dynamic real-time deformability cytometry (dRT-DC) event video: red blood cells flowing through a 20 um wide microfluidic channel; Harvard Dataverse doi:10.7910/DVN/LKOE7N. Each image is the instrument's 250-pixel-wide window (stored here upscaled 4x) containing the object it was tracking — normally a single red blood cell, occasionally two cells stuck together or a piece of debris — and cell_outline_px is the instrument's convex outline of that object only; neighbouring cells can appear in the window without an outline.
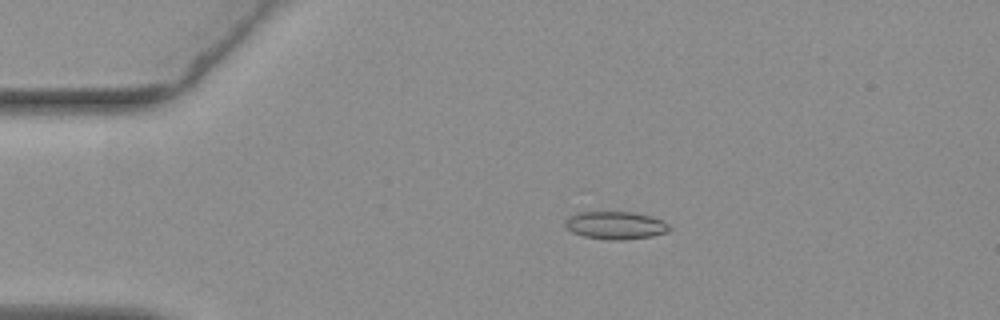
{"species": "common noctule bat (a hibernating species)", "species_latin": "Nyctalus noctula", "temperature_condition": "warm", "stored_images_in_passage": 53, "camera_frame_rate_fps": 3000, "um_per_image_px": 0.085, "animal": {"sex": "female", "body_mass_g": 19.3, "forearm_length_mm": 54.1}, "frame": {"image": 1, "passage_image": 9, "time_ms": 2.667, "image_size_px": [1000, 320], "cell_outline_px": [[672, 228], [668, 232], [652, 236], [624, 240], [604, 240], [584, 236], [572, 232], [564, 224], [564, 220], [580, 212], [632, 212], [652, 216], [664, 220]], "centroid_in_image_um": [52.37, 19.16], "position_along_channel_um": 32.6, "area_um2": 16.99}}
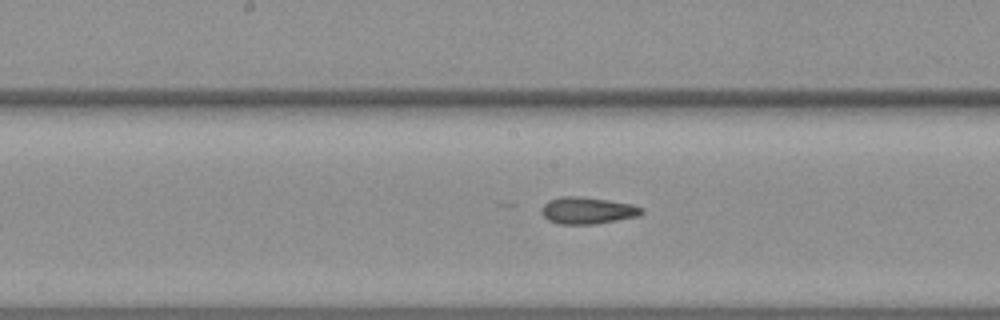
{"frame": {"image": 2, "passage_image": 26, "time_ms": 8.333, "image_size_px": [1000, 320], "cell_outline_px": [[644, 212], [636, 216], [596, 224], [560, 224], [548, 220], [540, 212], [544, 204], [548, 200], [560, 196], [576, 196], [632, 204], [644, 208]], "centroid_in_image_um": [49.9, 17.89], "position_along_channel_um": 198.3, "area_um2": 15.49}}
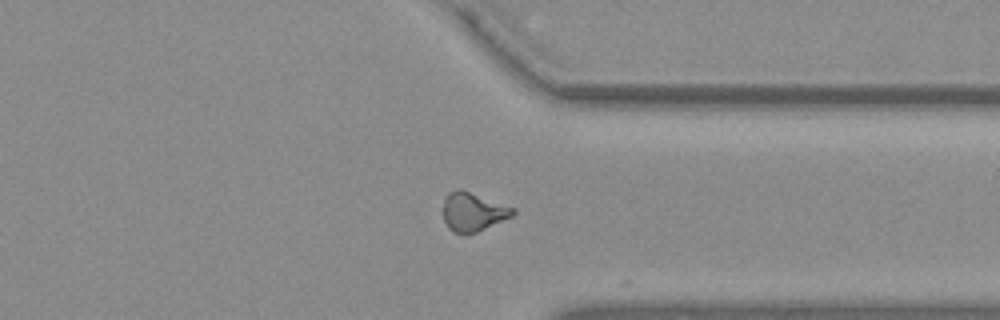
{"frame": {"image": 3, "passage_image": 40, "time_ms": 13.0, "image_size_px": [1000, 320], "cell_outline_px": [[516, 212], [512, 216], [476, 232], [452, 232], [448, 228], [444, 220], [444, 196], [448, 192], [456, 188], [460, 188], [516, 208]], "centroid_in_image_um": [40.2, 17.96], "position_along_channel_um": 371.2, "area_um2": 15.66}, "authors_computed_cell_mechanics": {"area_um2": 15.7216, "velocity_mm_per_s": 3.7619, "shape_relaxation_time_tau1_ms": null, "shape_relaxation_time_tau2_ms": 4.4163, "deformation_change_tau1": null, "deformation_change_tau2": 0.085}}